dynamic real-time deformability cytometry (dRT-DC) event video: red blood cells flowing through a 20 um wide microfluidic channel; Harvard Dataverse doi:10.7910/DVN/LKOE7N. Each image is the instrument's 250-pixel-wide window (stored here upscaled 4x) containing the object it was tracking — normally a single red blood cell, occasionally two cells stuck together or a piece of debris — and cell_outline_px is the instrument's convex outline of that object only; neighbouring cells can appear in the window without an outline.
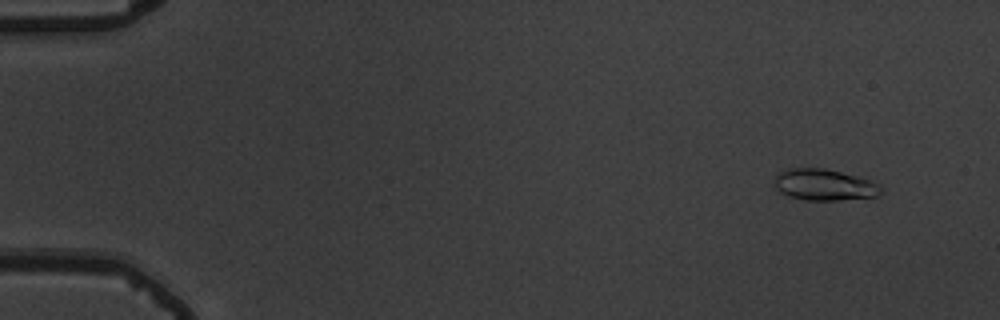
{"species": "common noctule bat (a hibernating species)", "species_latin": "Nyctalus noctula", "temperature_condition": "warm", "stored_images_in_passage": 56, "camera_frame_rate_fps": 3000, "um_per_image_px": 0.085, "animal": {"sex": "male", "body_mass_g": 19.5, "forearm_length_mm": 54.6}, "frame": {"image": 1, "passage_image": 5, "time_ms": 1.333, "image_size_px": [1000, 320], "cell_outline_px": [[880, 196], [840, 200], [804, 200], [788, 196], [780, 192], [776, 188], [776, 176], [780, 172], [788, 168], [824, 168], [872, 180], [880, 184]], "centroid_in_image_um": [70.08, 15.71], "position_along_channel_um": 14.9, "area_um2": 19.42}}
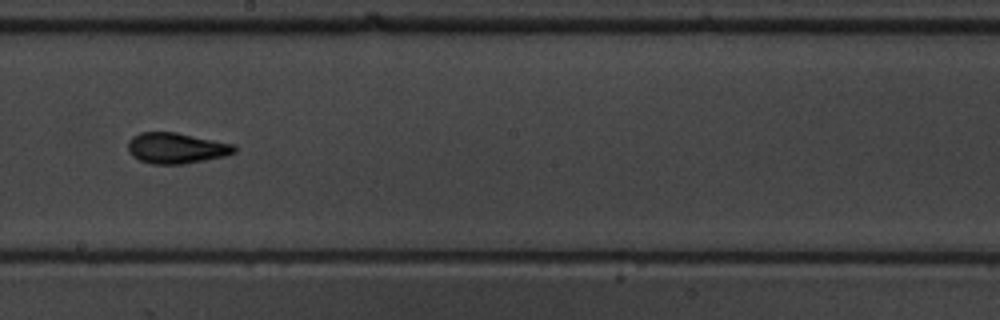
{"frame": {"image": 2, "passage_image": 33, "time_ms": 10.667, "image_size_px": [1000, 320], "cell_outline_px": [[236, 152], [224, 156], [184, 164], [152, 164], [140, 160], [132, 156], [128, 152], [128, 140], [132, 136], [140, 132], [176, 132], [236, 144]], "centroid_in_image_um": [14.98, 12.58], "position_along_channel_um": 233.2, "area_um2": 19.25}}
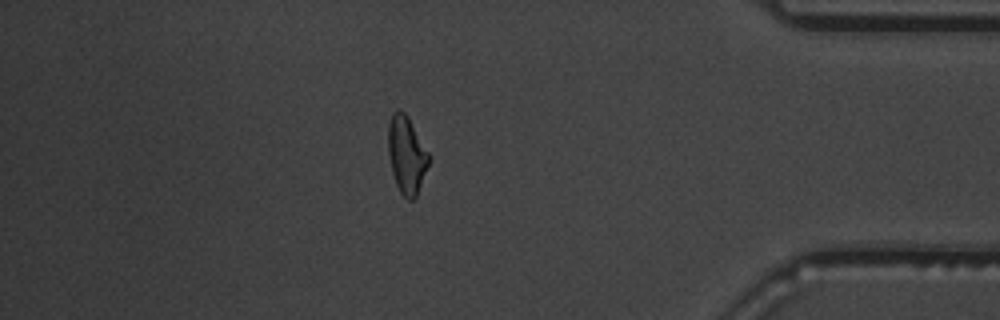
{"frame": {"image": 3, "passage_image": 49, "time_ms": 16.0, "image_size_px": [1000, 320], "cell_outline_px": [[428, 164], [416, 196], [412, 200], [408, 200], [400, 192], [396, 184], [392, 172], [388, 152], [388, 124], [392, 112], [396, 108], [400, 108], [408, 116], [428, 152]], "centroid_in_image_um": [34.52, 13.11], "position_along_channel_um": 400.7, "area_um2": 18.15}, "authors_computed_cell_mechanics": {"area_um2": 18.3804, "velocity_mm_per_s": 3.7282, "shape_relaxation_time_tau1_ms": 5.9653, "shape_relaxation_time_tau2_ms": 1.8364, "deformation_change_tau1": 0.1734, "deformation_change_tau2": 0.0888}}